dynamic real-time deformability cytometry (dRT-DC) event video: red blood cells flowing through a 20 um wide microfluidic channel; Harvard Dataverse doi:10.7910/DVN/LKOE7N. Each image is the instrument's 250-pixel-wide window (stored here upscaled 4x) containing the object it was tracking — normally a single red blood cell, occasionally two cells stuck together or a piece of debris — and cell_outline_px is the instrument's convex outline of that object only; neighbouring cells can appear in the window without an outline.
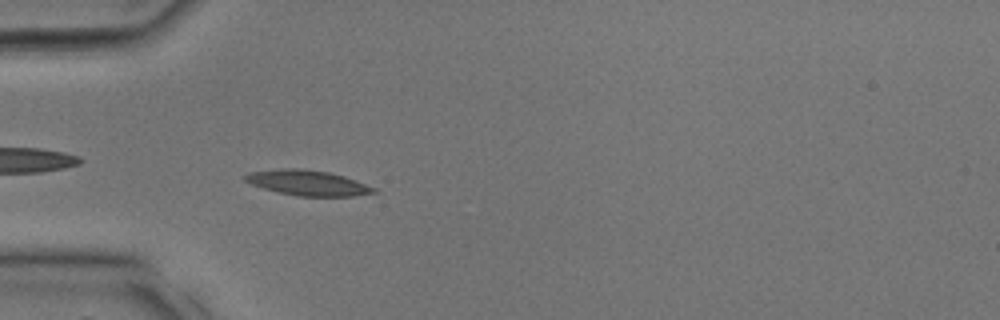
{"species": "common noctule bat (a hibernating species)", "species_latin": "Nyctalus noctula", "temperature_condition": "room temperature", "stored_images_in_passage": 16, "camera_frame_rate_fps": 3000, "um_per_image_px": 0.085, "animal": {"sex": "male", "body_mass_g": 17.9, "forearm_length_mm": 54.2}, "frame": {"image": 1, "passage_image": 10, "time_ms": 3.0, "image_size_px": [1000, 320], "cell_outline_px": [[376, 192], [352, 196], [300, 196], [280, 192], [264, 188], [252, 184], [244, 180], [244, 176], [252, 172], [280, 168], [300, 168], [328, 172], [344, 176], [376, 188]], "centroid_in_image_um": [26.16, 15.53], "position_along_channel_um": 58.8, "area_um2": 18.61}}